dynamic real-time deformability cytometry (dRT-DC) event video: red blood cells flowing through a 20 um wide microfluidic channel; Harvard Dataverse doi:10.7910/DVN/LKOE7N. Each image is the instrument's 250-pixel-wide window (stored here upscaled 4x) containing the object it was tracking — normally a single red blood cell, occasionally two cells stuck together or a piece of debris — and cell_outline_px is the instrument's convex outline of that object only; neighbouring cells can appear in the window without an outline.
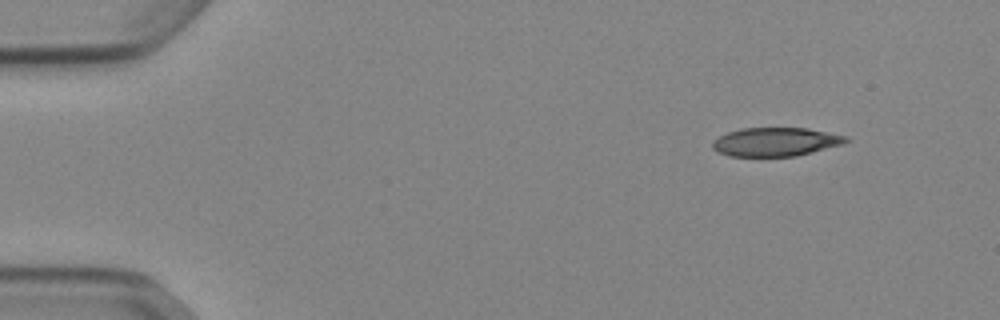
{"species": "Egyptian fruit bat (a non-hibernating species)", "species_latin": "Rousettus aegyptiacus", "temperature_condition": "cold", "stored_images_in_passage": 47, "camera_frame_rate_fps": 3000, "um_per_image_px": 0.085, "animal": {"sex": "female"}, "frame": {"image": 1, "passage_image": 1, "time_ms": 0.0, "image_size_px": [1000, 320], "cell_outline_px": [[852, 140], [844, 144], [796, 156], [728, 156], [712, 148], [712, 144], [720, 136], [728, 132], [740, 128], [808, 128], [848, 136]], "centroid_in_image_um": [65.99, 12.05], "position_along_channel_um": 19.0, "area_um2": 22.31}}
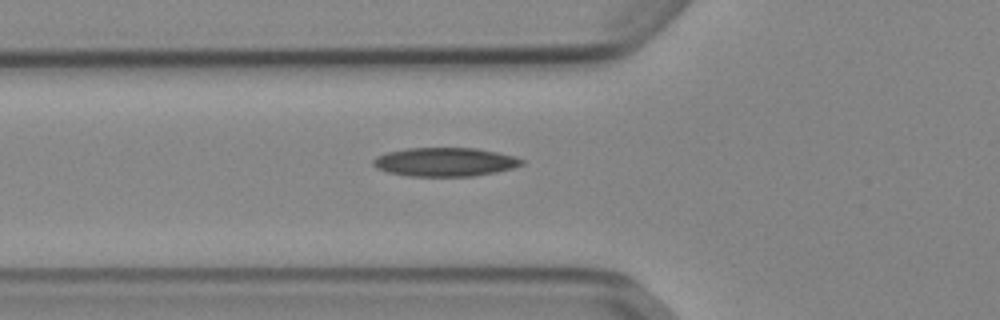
{"frame": {"image": 2, "passage_image": 14, "time_ms": 4.333, "image_size_px": [1000, 320], "cell_outline_px": [[524, 164], [512, 168], [496, 172], [472, 176], [408, 176], [388, 172], [376, 168], [372, 164], [372, 160], [376, 156], [388, 152], [408, 148], [476, 148], [516, 156], [524, 160]], "centroid_in_image_um": [37.82, 13.77], "position_along_channel_um": 88.0, "area_um2": 24.91}}
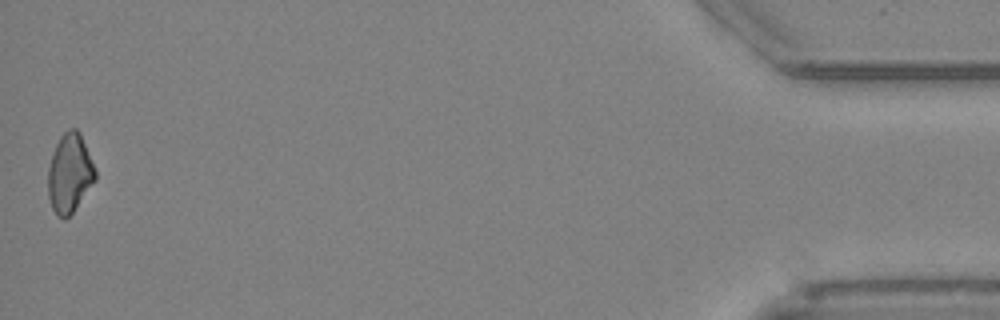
{"frame": {"image": 3, "passage_image": 47, "time_ms": 15.333, "image_size_px": [1000, 320], "cell_outline_px": [[96, 180], [72, 212], [64, 220], [56, 216], [52, 208], [48, 196], [48, 168], [56, 144], [60, 136], [68, 128], [76, 128], [80, 132], [96, 172]], "centroid_in_image_um": [5.91, 14.73], "position_along_channel_um": 429.3, "area_um2": 21.62}}